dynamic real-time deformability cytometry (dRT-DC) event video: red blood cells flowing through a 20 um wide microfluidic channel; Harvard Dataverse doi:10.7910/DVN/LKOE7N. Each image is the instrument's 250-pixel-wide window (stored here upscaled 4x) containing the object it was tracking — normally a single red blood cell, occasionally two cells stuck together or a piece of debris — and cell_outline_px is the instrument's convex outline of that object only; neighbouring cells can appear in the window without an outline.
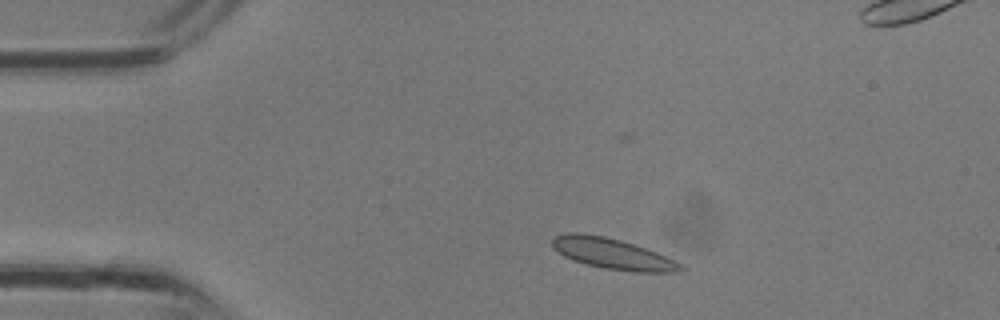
{"species": "common noctule bat (a hibernating species)", "species_latin": "Nyctalus noctula", "temperature_condition": "room temperature", "stored_images_in_passage": 3, "camera_frame_rate_fps": 3000, "um_per_image_px": 0.085, "animal": {"sex": "male", "body_mass_g": 13.3}, "frame": {"image": 1, "passage_image": 1, "time_ms": 0.0, "image_size_px": [1000, 320], "cell_outline_px": [[688, 268], [680, 272], [636, 272], [604, 268], [572, 260], [564, 256], [552, 248], [552, 236], [568, 232], [580, 232], [604, 236], [620, 240], [656, 252]], "centroid_in_image_um": [52.02, 21.56], "position_along_channel_um": 33.0, "area_um2": 22.95}}